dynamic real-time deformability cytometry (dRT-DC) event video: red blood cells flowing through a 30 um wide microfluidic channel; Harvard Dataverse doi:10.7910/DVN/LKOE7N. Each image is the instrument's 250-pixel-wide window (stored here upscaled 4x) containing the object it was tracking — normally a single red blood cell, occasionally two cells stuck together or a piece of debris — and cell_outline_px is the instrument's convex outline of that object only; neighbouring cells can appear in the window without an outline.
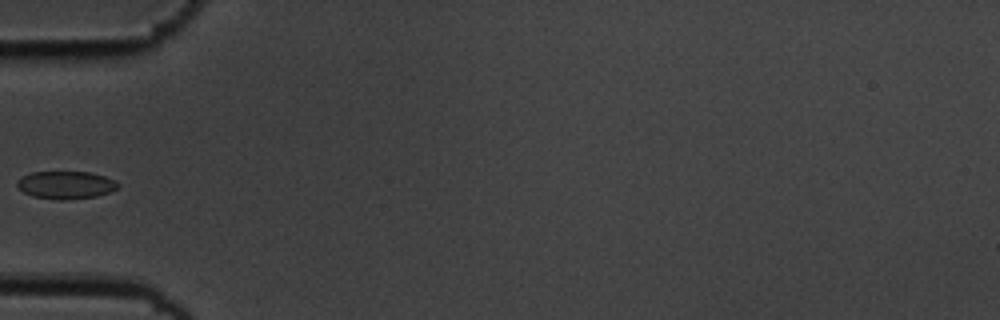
{"species": "common noctule bat (a hibernating species)", "species_latin": "Nyctalus noctula", "temperature_condition": "cold", "stored_images_in_passage": 5, "camera_frame_rate_fps": 3000, "um_per_image_px": 0.085, "animal": {"sex": "male", "body_mass_g": 19.5, "forearm_length_mm": 54.6}, "frame": {"image": 1, "passage_image": 5, "time_ms": 1.333, "image_size_px": [1000, 320], "cell_outline_px": [[120, 184], [112, 192], [96, 196], [64, 200], [56, 200], [32, 196], [24, 192], [16, 184], [16, 180], [20, 176], [32, 172], [92, 172], [116, 180]], "centroid_in_image_um": [5.6, 15.72], "position_along_channel_um": 79.4, "area_um2": 16.47}}